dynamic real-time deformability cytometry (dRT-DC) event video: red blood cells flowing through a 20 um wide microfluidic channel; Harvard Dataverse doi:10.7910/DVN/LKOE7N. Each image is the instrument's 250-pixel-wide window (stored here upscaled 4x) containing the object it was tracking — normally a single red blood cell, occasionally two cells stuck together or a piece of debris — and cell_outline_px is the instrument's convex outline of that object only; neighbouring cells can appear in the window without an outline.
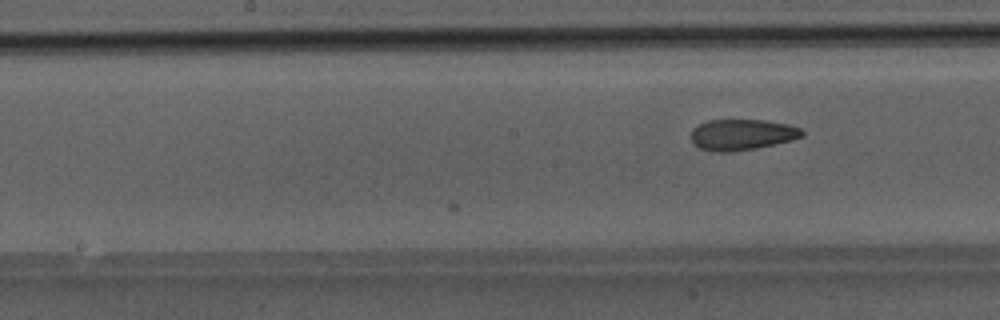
{"species": "Egyptian fruit bat (a non-hibernating species)", "species_latin": "Rousettus aegyptiacus", "temperature_condition": "room temperature", "stored_images_in_passage": 13, "camera_frame_rate_fps": 3000, "um_per_image_px": 0.085, "animal": {"sex": "male"}, "frame": {"image": 1, "passage_image": 13, "time_ms": 4.0, "image_size_px": [1000, 320], "cell_outline_px": [[804, 136], [792, 140], [756, 148], [728, 152], [712, 152], [700, 148], [692, 140], [692, 128], [708, 120], [764, 120], [788, 124], [800, 128], [804, 132]], "centroid_in_image_um": [63.08, 11.44], "position_along_channel_um": 185.1, "area_um2": 19.94}}